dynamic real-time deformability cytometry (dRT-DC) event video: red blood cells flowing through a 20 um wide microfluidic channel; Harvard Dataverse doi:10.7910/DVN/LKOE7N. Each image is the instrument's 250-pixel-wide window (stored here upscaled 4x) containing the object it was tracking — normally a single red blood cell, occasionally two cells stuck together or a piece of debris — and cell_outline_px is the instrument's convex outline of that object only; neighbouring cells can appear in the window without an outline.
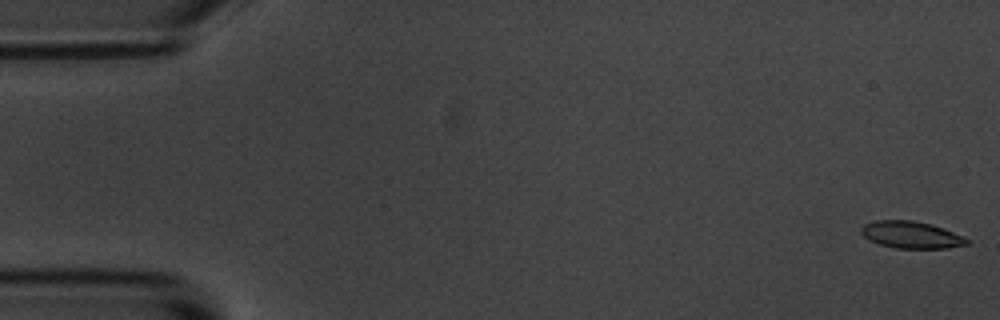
{"species": "common noctule bat (a hibernating species)", "species_latin": "Nyctalus noctula", "temperature_condition": "room temperature", "stored_images_in_passage": 6, "camera_frame_rate_fps": 3000, "um_per_image_px": 0.085, "animal": {"sex": "male", "body_mass_g": 20.1, "forearm_length_mm": 53.5}, "frame": {"image": 1, "passage_image": 1, "time_ms": 0.0, "image_size_px": [1000, 320], "cell_outline_px": [[972, 240], [968, 244], [948, 248], [896, 248], [880, 244], [868, 240], [860, 232], [860, 228], [864, 224], [876, 220], [912, 220], [932, 224], [944, 228]], "centroid_in_image_um": [77.46, 19.95], "position_along_channel_um": 7.5, "area_um2": 16.76}}
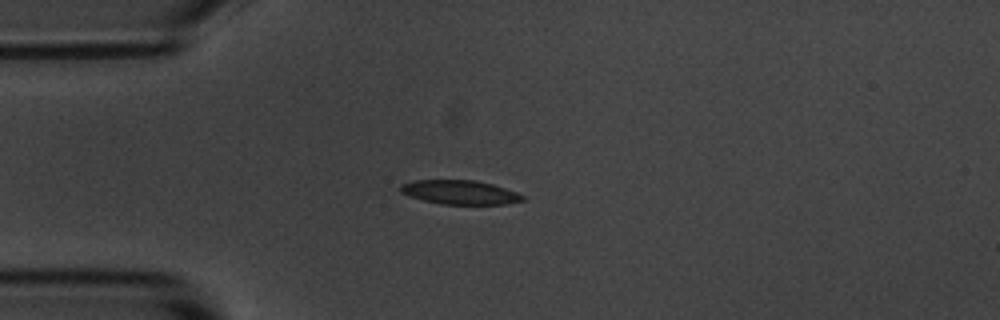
{"frame": {"image": 2, "passage_image": 4, "time_ms": 1.0, "image_size_px": [1000, 320], "cell_outline_px": [[524, 200], [508, 204], [440, 204], [408, 196], [400, 192], [400, 184], [412, 180], [476, 180], [492, 184], [516, 192], [524, 196]], "centroid_in_image_um": [39.06, 16.34], "position_along_channel_um": 45.9, "area_um2": 17.17}}